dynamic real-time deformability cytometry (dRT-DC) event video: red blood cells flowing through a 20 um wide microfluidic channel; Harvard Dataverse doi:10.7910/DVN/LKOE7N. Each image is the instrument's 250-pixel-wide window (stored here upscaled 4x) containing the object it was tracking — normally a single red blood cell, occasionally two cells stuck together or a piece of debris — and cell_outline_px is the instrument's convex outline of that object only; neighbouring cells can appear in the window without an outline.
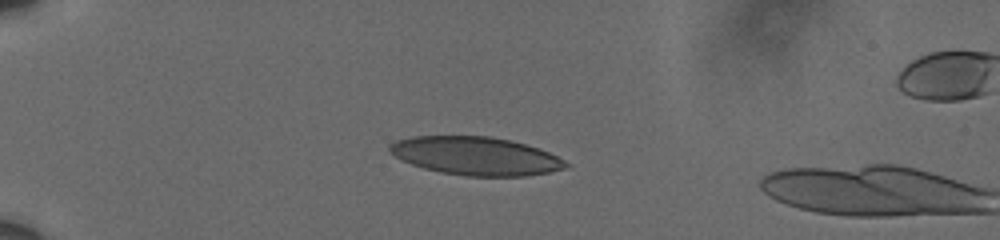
{"species": "human", "species_latin": "Homo sapiens", "temperature_condition": "cold", "stored_images_in_passage": 18, "camera_frame_rate_fps": 3000, "um_per_image_px": 0.085, "donor": {"sex": "male"}, "frame": {"image": 1, "passage_image": 16, "time_ms": 5.0, "image_size_px": [1000, 240], "cell_outline_px": [[572, 164], [564, 168], [548, 172], [524, 176], [468, 176], [440, 172], [424, 168], [400, 160], [388, 152], [388, 144], [396, 140], [412, 136], [488, 136], [508, 140], [524, 144], [548, 152]], "centroid_in_image_um": [40.37, 13.25], "position_along_channel_um": 44.6, "area_um2": 39.19}}